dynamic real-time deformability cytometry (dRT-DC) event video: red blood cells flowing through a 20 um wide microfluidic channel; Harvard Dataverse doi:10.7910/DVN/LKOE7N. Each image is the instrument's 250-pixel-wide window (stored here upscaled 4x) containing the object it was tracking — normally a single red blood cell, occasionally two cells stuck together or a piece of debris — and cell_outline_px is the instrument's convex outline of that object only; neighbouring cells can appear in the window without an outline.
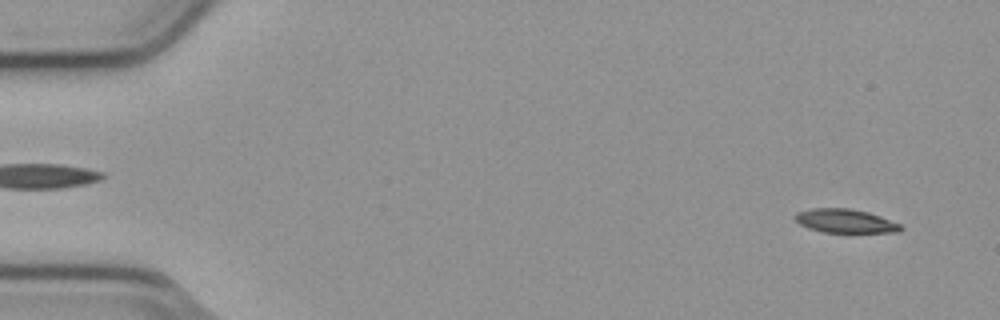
{"species": "common noctule bat (a hibernating species)", "species_latin": "Nyctalus noctula", "temperature_condition": "cold", "stored_images_in_passage": 54, "camera_frame_rate_fps": 3000, "um_per_image_px": 0.085, "animal": {"sex": "male", "body_mass_g": 23.1, "forearm_length_mm": 52.7}, "frame": {"image": 1, "passage_image": 3, "time_ms": 0.667, "image_size_px": [1000, 320], "cell_outline_px": [[904, 228], [900, 232], [824, 232], [808, 228], [800, 224], [792, 216], [796, 212], [812, 208], [848, 208], [868, 212], [880, 216], [900, 224]], "centroid_in_image_um": [71.83, 18.78], "position_along_channel_um": 13.2, "area_um2": 14.62}}
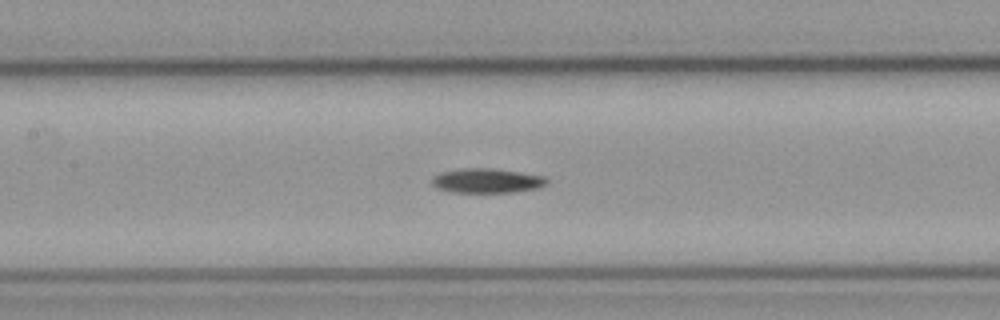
{"frame": {"image": 2, "passage_image": 25, "time_ms": 8.0, "image_size_px": [1000, 320], "cell_outline_px": [[548, 184], [540, 188], [512, 192], [452, 192], [436, 188], [432, 184], [432, 180], [436, 176], [444, 172], [464, 168], [492, 168], [544, 176], [548, 180]], "centroid_in_image_um": [41.44, 15.37], "position_along_channel_um": 166.0, "area_um2": 16.24}}
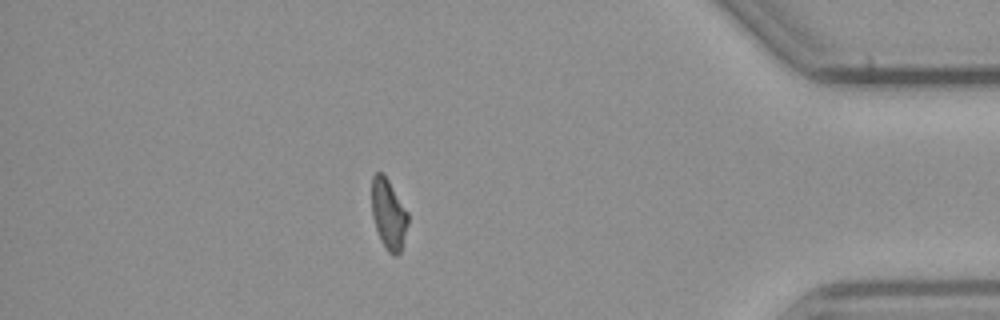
{"frame": {"image": 3, "passage_image": 47, "time_ms": 15.333, "image_size_px": [1000, 320], "cell_outline_px": [[408, 224], [400, 252], [396, 256], [392, 256], [388, 252], [380, 240], [372, 216], [372, 176], [376, 172], [380, 172], [388, 180], [408, 212]], "centroid_in_image_um": [33.02, 18.23], "position_along_channel_um": 402.2, "area_um2": 14.74}, "authors_computed_cell_mechanics": {"area_um2": 15.9239, "velocity_mm_per_s": 3.7924, "shape_relaxation_time_tau1_ms": 7.62, "shape_relaxation_time_tau2_ms": null, "deformation_change_tau1": 0.1996, "deformation_change_tau2": null}}